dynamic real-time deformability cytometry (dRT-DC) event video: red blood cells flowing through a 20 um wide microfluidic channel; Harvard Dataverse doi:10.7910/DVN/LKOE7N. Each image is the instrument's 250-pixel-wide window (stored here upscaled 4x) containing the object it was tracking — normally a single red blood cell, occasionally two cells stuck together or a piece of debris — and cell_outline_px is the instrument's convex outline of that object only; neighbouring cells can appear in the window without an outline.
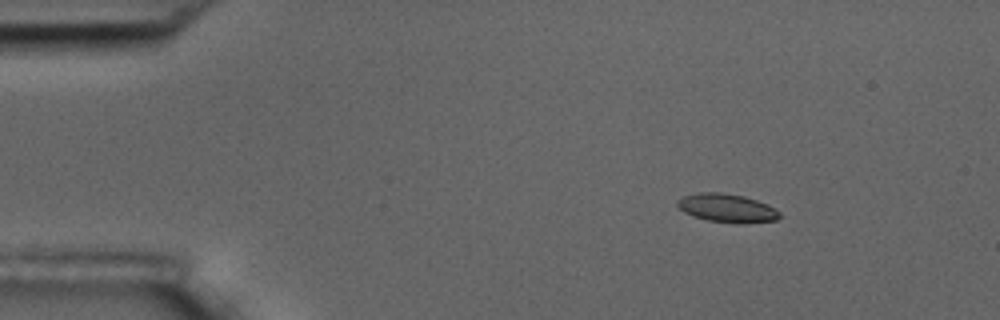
{"species": "common noctule bat (a hibernating species)", "species_latin": "Nyctalus noctula", "temperature_condition": "room temperature", "stored_images_in_passage": 5, "camera_frame_rate_fps": 3000, "um_per_image_px": 0.085, "animal": {"sex": "male", "body_mass_g": 17.5, "forearm_length_mm": 52.3}, "frame": {"image": 1, "passage_image": 1, "time_ms": 0.0, "image_size_px": [1000, 320], "cell_outline_px": [[780, 216], [776, 220], [744, 224], [736, 224], [708, 220], [692, 216], [684, 212], [676, 204], [676, 200], [684, 196], [700, 192], [720, 192], [744, 196], [768, 204], [776, 208], [780, 212]], "centroid_in_image_um": [61.81, 17.69], "position_along_channel_um": 23.2, "area_um2": 17.17}}
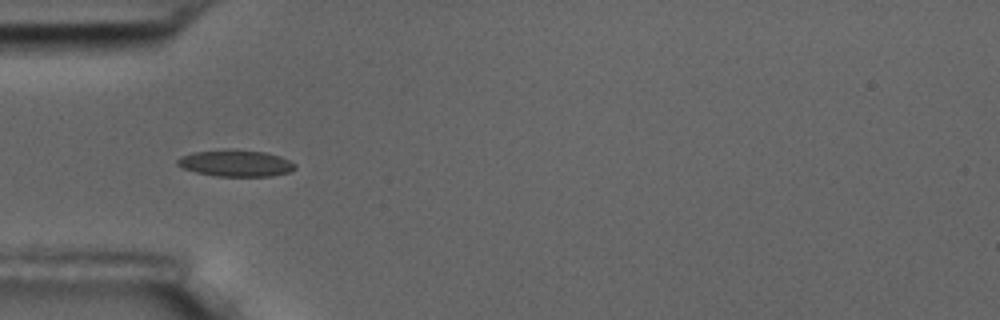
{"frame": {"image": 2, "passage_image": 4, "time_ms": 3.333, "image_size_px": [1000, 320], "cell_outline_px": [[296, 168], [288, 172], [272, 176], [216, 176], [196, 172], [184, 168], [176, 164], [176, 160], [180, 156], [192, 152], [224, 148], [228, 148], [268, 152], [280, 156], [296, 164]], "centroid_in_image_um": [20.02, 13.85], "position_along_channel_um": 65.0, "area_um2": 18.55}}